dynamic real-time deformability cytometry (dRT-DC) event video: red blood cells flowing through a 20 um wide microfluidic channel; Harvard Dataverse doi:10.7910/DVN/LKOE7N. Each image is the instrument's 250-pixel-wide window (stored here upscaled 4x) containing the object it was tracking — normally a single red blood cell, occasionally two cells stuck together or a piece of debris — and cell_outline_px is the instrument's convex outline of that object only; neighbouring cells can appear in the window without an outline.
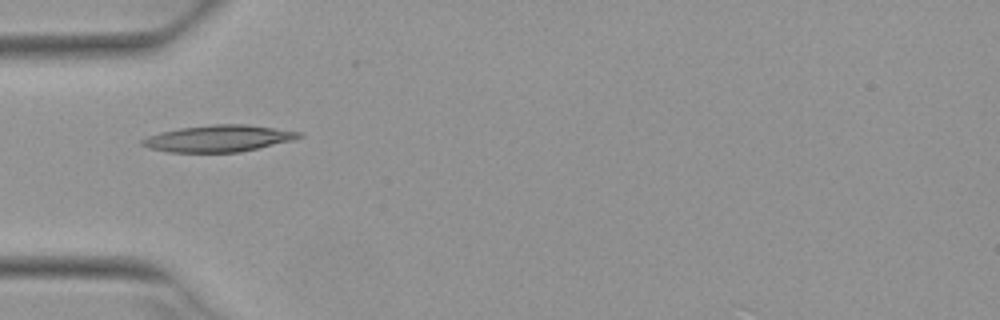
{"species": "Egyptian fruit bat (a non-hibernating species)", "species_latin": "Rousettus aegyptiacus", "temperature_condition": "warm", "stored_images_in_passage": 1, "camera_frame_rate_fps": 3000, "um_per_image_px": 0.085, "animal": {"sex": "female"}, "frame": {"image": 1, "passage_image": 1, "time_ms": 0.0, "image_size_px": [1000, 320], "cell_outline_px": [[304, 136], [292, 140], [240, 152], [168, 152], [148, 148], [140, 144], [140, 140], [148, 136], [160, 132], [180, 128], [212, 124], [244, 124], [304, 132]], "centroid_in_image_um": [18.56, 11.76], "position_along_channel_um": 66.4, "area_um2": 24.33}}